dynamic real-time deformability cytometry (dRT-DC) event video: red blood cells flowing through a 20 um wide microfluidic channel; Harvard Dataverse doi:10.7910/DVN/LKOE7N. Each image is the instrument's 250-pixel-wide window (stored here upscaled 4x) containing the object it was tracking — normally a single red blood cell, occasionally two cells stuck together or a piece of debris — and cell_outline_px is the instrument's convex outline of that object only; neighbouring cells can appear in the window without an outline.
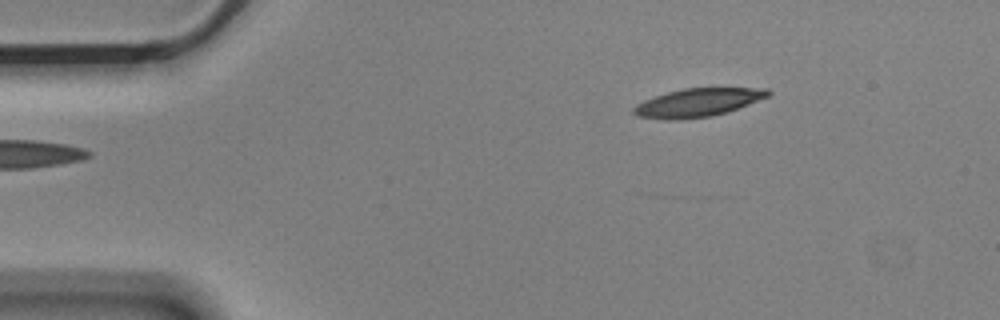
{"species": "Egyptian fruit bat (a non-hibernating species)", "species_latin": "Rousettus aegyptiacus", "temperature_condition": "cold", "stored_images_in_passage": 2, "camera_frame_rate_fps": 3000, "um_per_image_px": 0.085, "animal": {"sex": "male"}, "frame": {"image": 1, "passage_image": 2, "time_ms": 0.333, "image_size_px": [1000, 320], "cell_outline_px": [[772, 92], [768, 96], [748, 104], [712, 116], [680, 120], [664, 120], [636, 116], [632, 112], [632, 108], [636, 104], [644, 100], [668, 92], [684, 88], [768, 88]], "centroid_in_image_um": [59.26, 8.72], "position_along_channel_um": 25.7, "area_um2": 22.08}}